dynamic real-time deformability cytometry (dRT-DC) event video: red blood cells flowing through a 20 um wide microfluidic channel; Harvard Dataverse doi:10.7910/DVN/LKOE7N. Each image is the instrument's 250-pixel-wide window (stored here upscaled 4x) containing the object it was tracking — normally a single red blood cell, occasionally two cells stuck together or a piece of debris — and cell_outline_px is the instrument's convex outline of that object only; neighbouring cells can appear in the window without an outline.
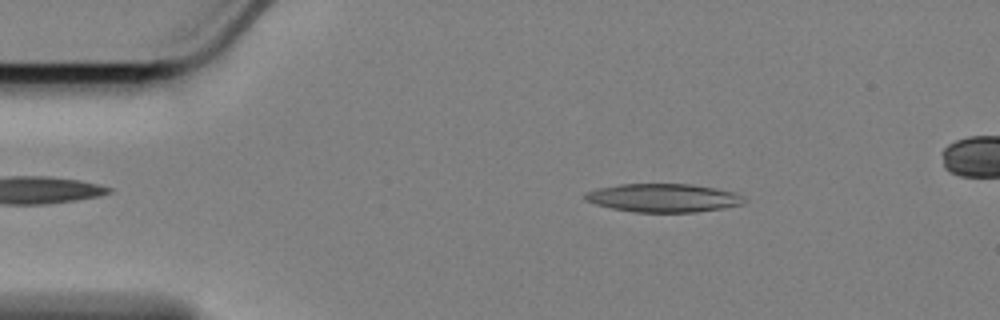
{"species": "Egyptian fruit bat (a non-hibernating species)", "species_latin": "Rousettus aegyptiacus", "temperature_condition": "cold", "stored_images_in_passage": 58, "segment_of_instrument_passage": [1, 2], "camera_frame_rate_fps": 3000, "um_per_image_px": 0.085, "animal": {"sex": "female"}, "frame": {"image": 1, "passage_image": 8, "time_ms": 2.333, "image_size_px": [1000, 320], "cell_outline_px": [[748, 200], [744, 204], [724, 208], [696, 212], [632, 212], [612, 208], [596, 204], [584, 200], [584, 196], [588, 192], [600, 188], [620, 184], [692, 184], [716, 188], [736, 192]], "centroid_in_image_um": [56.45, 16.82], "position_along_channel_um": 28.5, "area_um2": 26.41}}
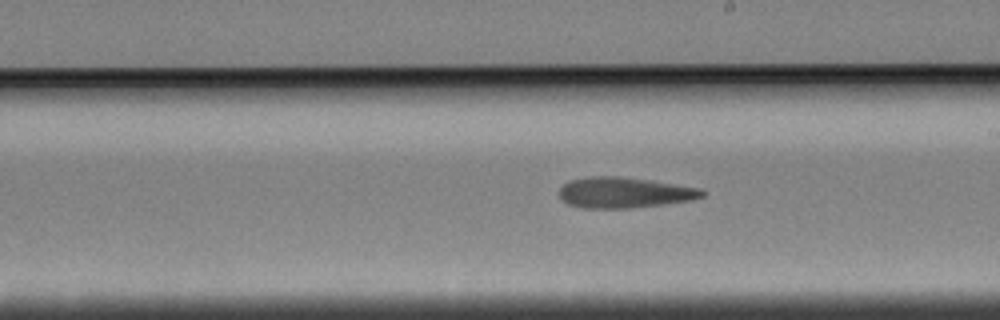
{"frame": {"image": 2, "passage_image": 31, "time_ms": 10.0, "image_size_px": [1000, 320], "cell_outline_px": [[704, 196], [692, 200], [664, 204], [632, 208], [580, 208], [568, 204], [560, 200], [560, 188], [568, 180], [588, 176], [620, 176], [652, 180], [700, 188], [704, 192]], "centroid_in_image_um": [53.03, 16.36], "position_along_channel_um": 236.0, "area_um2": 25.84}}
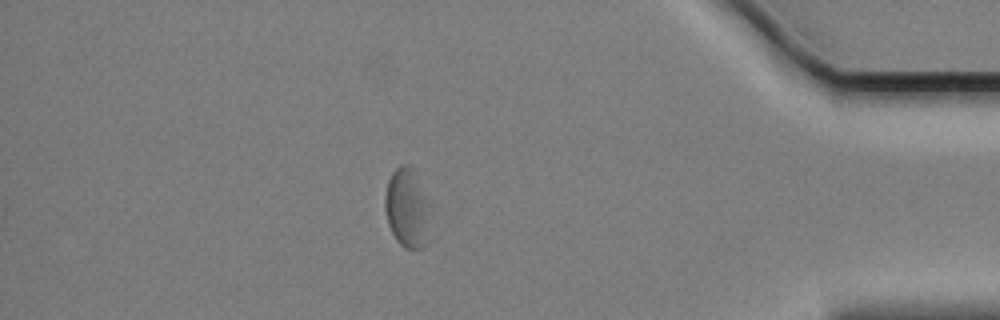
{"frame": {"image": 3, "passage_image": 49, "time_ms": 16.0, "image_size_px": [1000, 320], "cell_outline_px": [[432, 200], [428, 244], [424, 248], [404, 248], [396, 240], [388, 224], [384, 208], [384, 196], [388, 180], [392, 172], [400, 164], [408, 164], [412, 168]], "centroid_in_image_um": [34.67, 17.68], "position_along_channel_um": 400.5, "area_um2": 22.02}}